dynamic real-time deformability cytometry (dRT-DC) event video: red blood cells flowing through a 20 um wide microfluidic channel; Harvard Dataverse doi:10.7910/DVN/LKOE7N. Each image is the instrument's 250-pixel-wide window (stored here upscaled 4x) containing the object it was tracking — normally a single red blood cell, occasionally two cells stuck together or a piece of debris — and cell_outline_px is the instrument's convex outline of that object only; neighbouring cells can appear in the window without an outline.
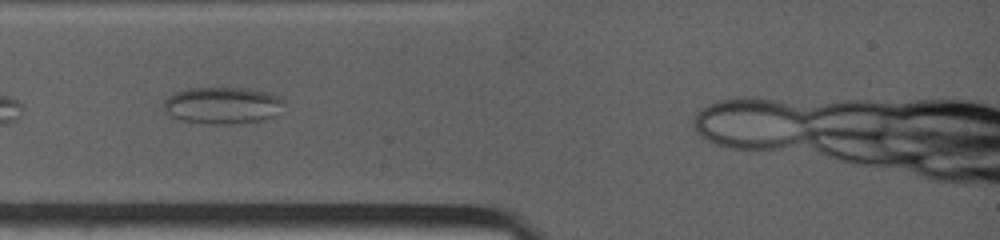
{"species": "common noctule bat (a hibernating species)", "species_latin": "Nyctalus noctula", "temperature_condition": "warm", "stored_images_in_passage": 13, "camera_frame_rate_fps": 4500, "um_per_image_px": 0.085, "animal": {"sex": "female", "body_mass_g": 19.0, "forearm_length_mm": 53.3}, "frame": {"image": 1, "passage_image": 1, "time_ms": 0.0, "image_size_px": [1000, 240], "cell_outline_px": [[284, 100], [280, 116], [264, 120], [240, 124], [208, 124], [172, 120], [164, 112], [164, 100], [168, 96], [176, 92], [188, 88], [244, 88], [268, 92], [280, 96]], "centroid_in_image_um": [18.92, 8.99], "position_along_channel_um": 66.1, "area_um2": 26.76}}